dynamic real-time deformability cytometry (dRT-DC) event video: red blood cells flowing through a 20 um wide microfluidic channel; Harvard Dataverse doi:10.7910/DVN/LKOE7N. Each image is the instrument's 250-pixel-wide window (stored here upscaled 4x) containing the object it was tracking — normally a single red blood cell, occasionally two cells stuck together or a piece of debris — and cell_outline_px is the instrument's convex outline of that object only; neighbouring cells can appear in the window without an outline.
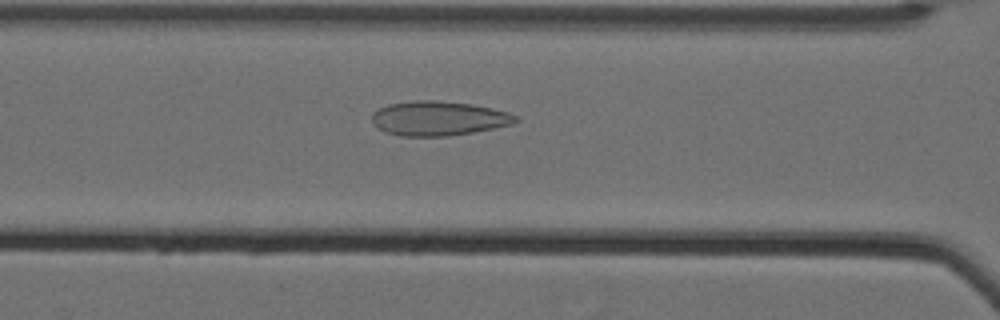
{"species": "Egyptian fruit bat (a non-hibernating species)", "species_latin": "Rousettus aegyptiacus", "temperature_condition": "cold", "stored_images_in_passage": 47, "camera_frame_rate_fps": 3000, "um_per_image_px": 0.085, "animal": {"sex": "female"}, "frame": {"image": 1, "passage_image": 16, "time_ms": 5.0, "image_size_px": [1000, 320], "cell_outline_px": [[520, 120], [512, 124], [472, 132], [448, 136], [400, 136], [384, 132], [372, 120], [372, 112], [388, 104], [412, 100], [436, 100], [472, 104], [492, 108], [508, 112], [516, 116]], "centroid_in_image_um": [37.27, 10.05], "position_along_channel_um": 129.3, "area_um2": 28.78}}
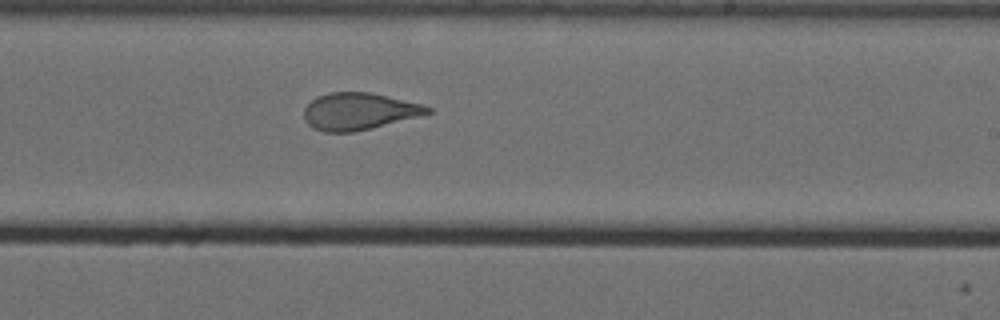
{"frame": {"image": 2, "passage_image": 27, "time_ms": 8.667, "image_size_px": [1000, 320], "cell_outline_px": [[432, 112], [352, 132], [324, 132], [312, 128], [304, 120], [304, 108], [316, 96], [328, 92], [372, 92], [420, 104], [432, 108]], "centroid_in_image_um": [30.42, 9.45], "position_along_channel_um": 258.6, "area_um2": 26.24}}
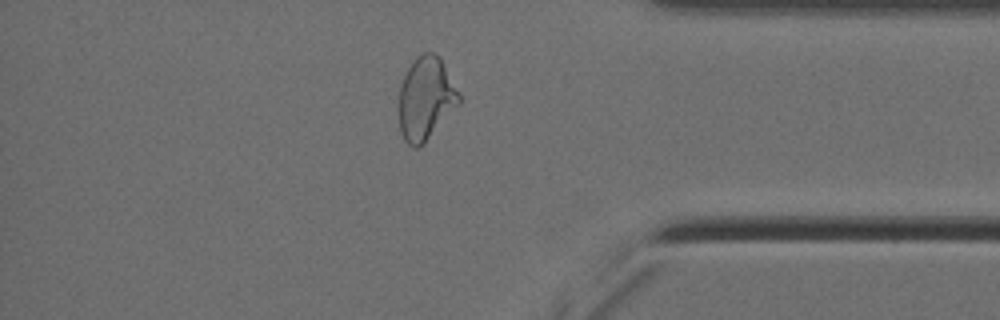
{"frame": {"image": 3, "passage_image": 40, "time_ms": 13.0, "image_size_px": [1000, 320], "cell_outline_px": [[460, 104], [424, 144], [420, 148], [412, 148], [404, 140], [400, 132], [396, 108], [400, 84], [412, 60], [416, 56], [424, 52], [432, 52], [440, 56], [460, 96]], "centroid_in_image_um": [36.14, 8.41], "position_along_channel_um": 399.1, "area_um2": 29.82}, "authors_computed_cell_mechanics": {"area_um2": 29.0156, "velocity_mm_per_s": 3.5073, "shape_relaxation_time_tau1_ms": null, "shape_relaxation_time_tau2_ms": 1.5633, "deformation_change_tau1": null, "deformation_change_tau2": 0.0966}}